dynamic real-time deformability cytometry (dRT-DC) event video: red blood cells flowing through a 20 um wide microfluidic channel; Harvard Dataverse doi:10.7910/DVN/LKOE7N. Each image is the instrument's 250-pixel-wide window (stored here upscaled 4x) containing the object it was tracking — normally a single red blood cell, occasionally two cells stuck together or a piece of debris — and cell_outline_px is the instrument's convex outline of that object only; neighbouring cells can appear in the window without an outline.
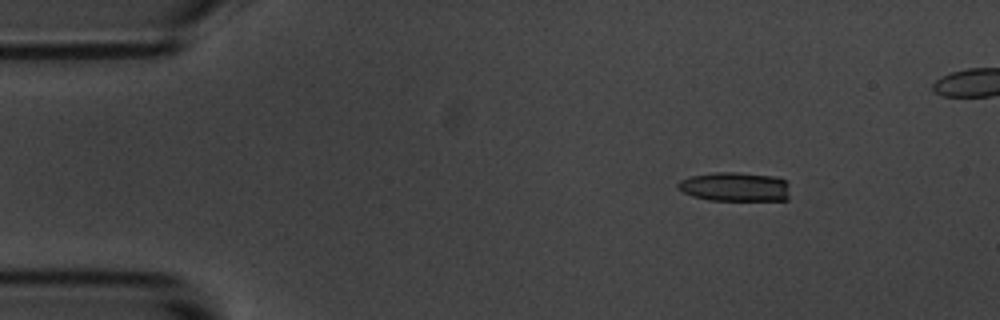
{"species": "common noctule bat (a hibernating species)", "species_latin": "Nyctalus noctula", "temperature_condition": "room temperature", "stored_images_in_passage": 45, "camera_frame_rate_fps": 3000, "um_per_image_px": 0.085, "animal": {"sex": "male", "body_mass_g": 20.1, "forearm_length_mm": 53.5}, "frame": {"image": 1, "passage_image": 1, "time_ms": 0.0, "image_size_px": [1000, 320], "cell_outline_px": [[788, 200], [708, 200], [692, 196], [676, 188], [676, 184], [680, 180], [692, 176], [716, 172], [740, 172], [776, 176], [788, 180]], "centroid_in_image_um": [62.49, 15.87], "position_along_channel_um": 22.5, "area_um2": 19.31}}
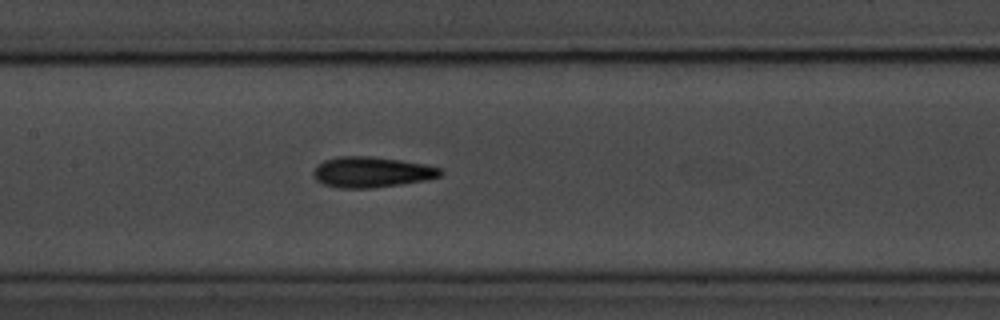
{"frame": {"image": 2, "passage_image": 20, "time_ms": 6.333, "image_size_px": [1000, 320], "cell_outline_px": [[444, 172], [440, 176], [424, 180], [400, 184], [372, 188], [340, 188], [324, 184], [316, 180], [312, 176], [312, 172], [316, 164], [324, 160], [340, 156], [372, 156], [400, 160], [424, 164], [440, 168]], "centroid_in_image_um": [31.54, 14.62], "position_along_channel_um": 175.9, "area_um2": 22.72}}
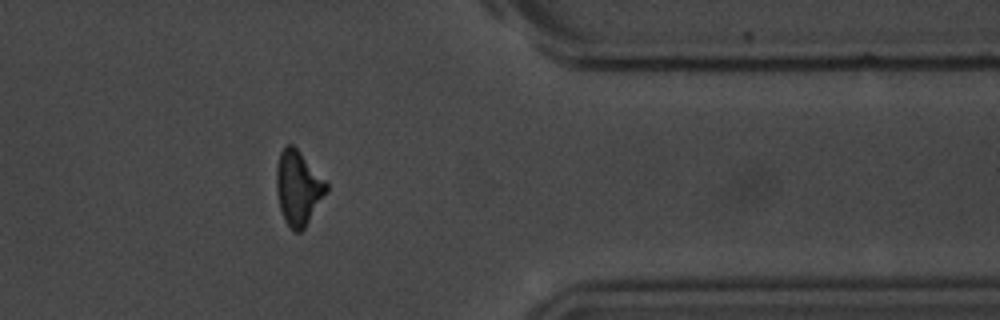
{"frame": {"image": 3, "passage_image": 39, "time_ms": 12.667, "image_size_px": [1000, 320], "cell_outline_px": [[328, 192], [304, 228], [300, 232], [292, 232], [280, 208], [276, 188], [276, 168], [280, 152], [288, 144], [292, 144], [300, 152], [328, 184]], "centroid_in_image_um": [25.35, 15.98], "position_along_channel_um": 386.0, "area_um2": 21.39}}